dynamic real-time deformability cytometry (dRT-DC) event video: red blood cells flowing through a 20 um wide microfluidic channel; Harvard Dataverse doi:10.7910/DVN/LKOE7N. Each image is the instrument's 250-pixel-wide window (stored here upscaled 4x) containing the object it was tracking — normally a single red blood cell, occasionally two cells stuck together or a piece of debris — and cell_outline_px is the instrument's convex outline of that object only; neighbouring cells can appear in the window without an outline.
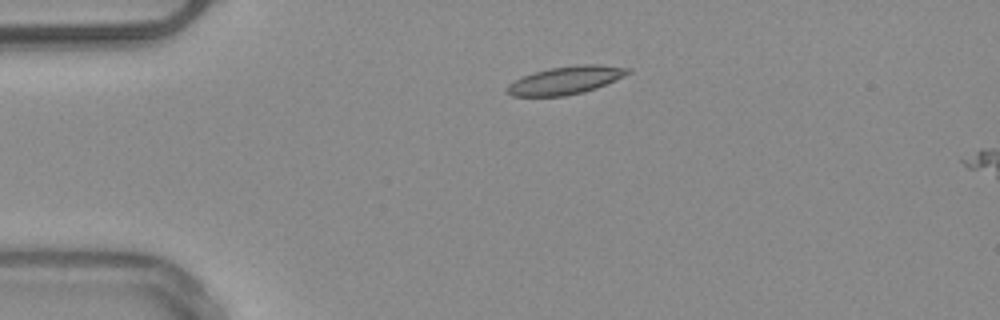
{"species": "common noctule bat (a hibernating species)", "species_latin": "Nyctalus noctula", "temperature_condition": "warm", "stored_images_in_passage": 3, "camera_frame_rate_fps": 3000, "um_per_image_px": 0.085, "animal": {"sex": "male", "body_mass_g": 20.4}, "frame": {"image": 1, "passage_image": 2, "time_ms": 2.0, "image_size_px": [1000, 320], "cell_outline_px": [[632, 72], [624, 76], [596, 88], [584, 92], [564, 96], [512, 96], [504, 92], [504, 88], [508, 84], [524, 76], [548, 68], [580, 64], [600, 64], [632, 68]], "centroid_in_image_um": [48.09, 6.82], "position_along_channel_um": 36.9, "area_um2": 19.77}}